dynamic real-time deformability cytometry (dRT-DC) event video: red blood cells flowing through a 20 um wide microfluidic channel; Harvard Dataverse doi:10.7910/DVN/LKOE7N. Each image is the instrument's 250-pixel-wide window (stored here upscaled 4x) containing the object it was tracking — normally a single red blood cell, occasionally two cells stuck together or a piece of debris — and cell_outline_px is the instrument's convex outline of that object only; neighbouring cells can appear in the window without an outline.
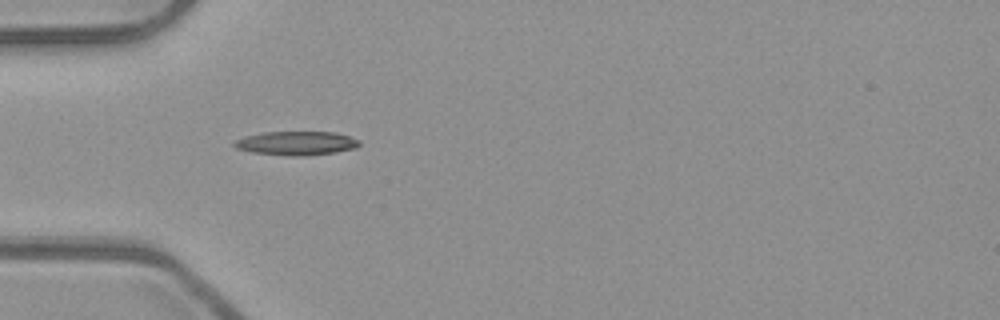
{"species": "common noctule bat (a hibernating species)", "species_latin": "Nyctalus noctula", "temperature_condition": "room temperature", "stored_images_in_passage": 37, "camera_frame_rate_fps": 3000, "um_per_image_px": 0.085, "animal": {"sex": "male", "body_mass_g": 23.1, "forearm_length_mm": 52.7}, "frame": {"image": 1, "passage_image": 1, "time_ms": 0.0, "image_size_px": [1000, 320], "cell_outline_px": [[360, 144], [356, 148], [336, 152], [304, 156], [292, 156], [252, 152], [236, 148], [232, 144], [232, 140], [244, 136], [264, 132], [336, 132], [360, 140]], "centroid_in_image_um": [25.17, 12.17], "position_along_channel_um": 59.8, "area_um2": 17.51}}
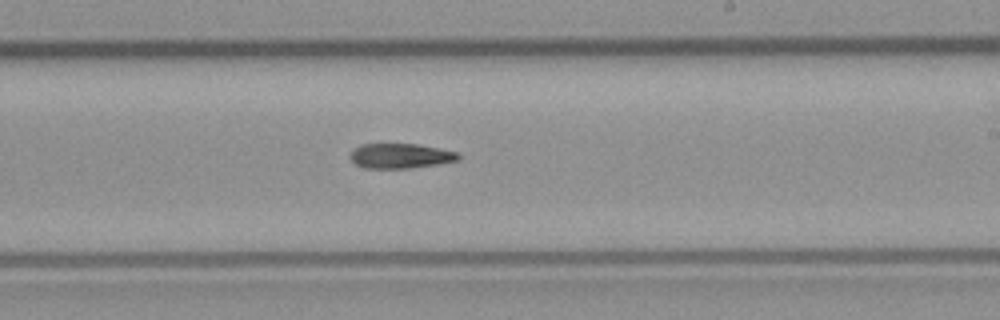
{"frame": {"image": 2, "passage_image": 16, "time_ms": 5.0, "image_size_px": [1000, 320], "cell_outline_px": [[460, 160], [436, 164], [408, 168], [364, 168], [356, 164], [348, 156], [360, 144], [416, 144], [440, 148], [456, 152], [460, 156]], "centroid_in_image_um": [34.03, 13.25], "position_along_channel_um": 255.0, "area_um2": 15.55}}
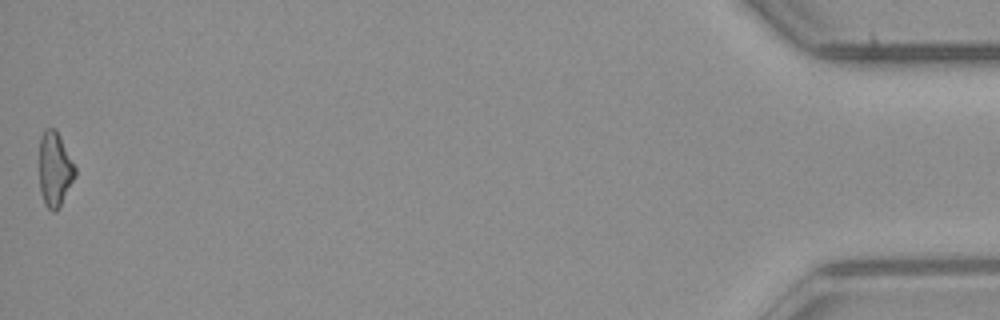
{"frame": {"image": 3, "passage_image": 37, "time_ms": 12.0, "image_size_px": [1000, 320], "cell_outline_px": [[76, 176], [56, 212], [52, 212], [44, 204], [40, 192], [40, 136], [44, 128], [56, 128], [76, 168]], "centroid_in_image_um": [4.65, 14.38], "position_along_channel_um": 430.5, "area_um2": 15.61}, "authors_computed_cell_mechanics": {"area_um2": 16.1262, "velocity_mm_per_s": 3.9543, "shape_relaxation_time_tau1_ms": 7.8185, "shape_relaxation_time_tau2_ms": null, "deformation_change_tau1": 0.2195, "deformation_change_tau2": null}}